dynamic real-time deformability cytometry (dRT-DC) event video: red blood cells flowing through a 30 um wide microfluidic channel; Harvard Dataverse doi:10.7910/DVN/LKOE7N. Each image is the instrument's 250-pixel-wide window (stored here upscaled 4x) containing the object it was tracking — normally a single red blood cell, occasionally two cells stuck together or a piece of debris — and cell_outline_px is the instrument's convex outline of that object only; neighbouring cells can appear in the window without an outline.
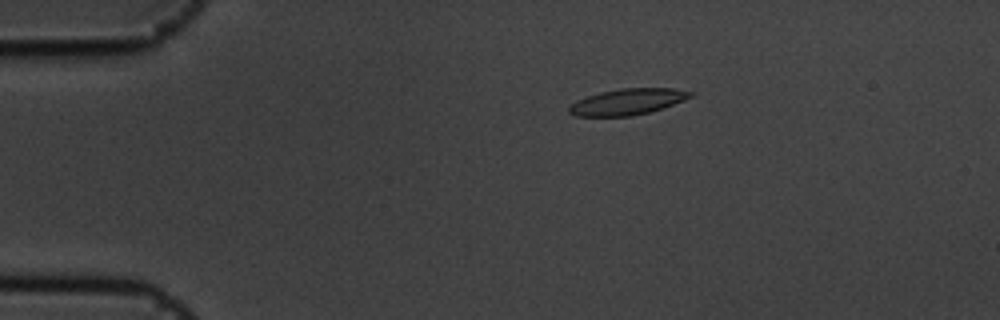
{"species": "common noctule bat (a hibernating species)", "species_latin": "Nyctalus noctula", "temperature_condition": "cold", "stored_images_in_passage": 50, "camera_frame_rate_fps": 3000, "um_per_image_px": 0.085, "animal": {"sex": "male", "body_mass_g": 19.5, "forearm_length_mm": 54.6}, "frame": {"image": 1, "passage_image": 5, "time_ms": 1.333, "image_size_px": [1000, 320], "cell_outline_px": [[696, 96], [664, 108], [632, 116], [576, 116], [568, 112], [568, 108], [576, 100], [600, 92], [620, 88], [672, 88], [696, 92]], "centroid_in_image_um": [53.41, 8.64], "position_along_channel_um": 31.6, "area_um2": 18.67}}
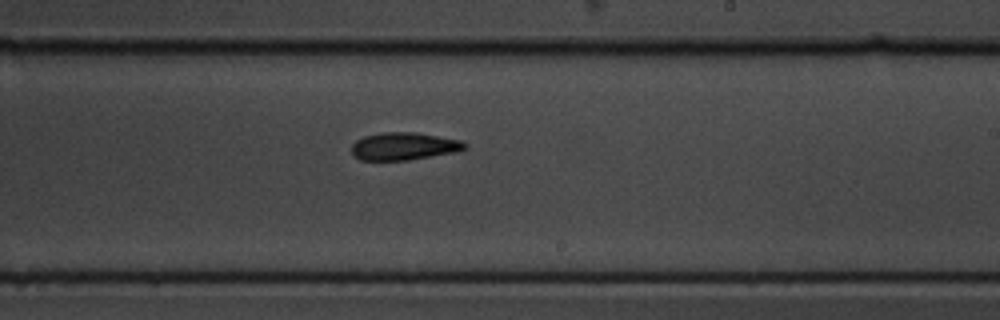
{"frame": {"image": 2, "passage_image": 28, "time_ms": 9.0, "image_size_px": [1000, 320], "cell_outline_px": [[468, 148], [460, 152], [408, 160], [360, 160], [352, 152], [352, 144], [356, 140], [364, 136], [384, 132], [416, 132], [460, 140], [468, 144]], "centroid_in_image_um": [34.39, 12.43], "position_along_channel_um": 254.6, "area_um2": 18.38}}
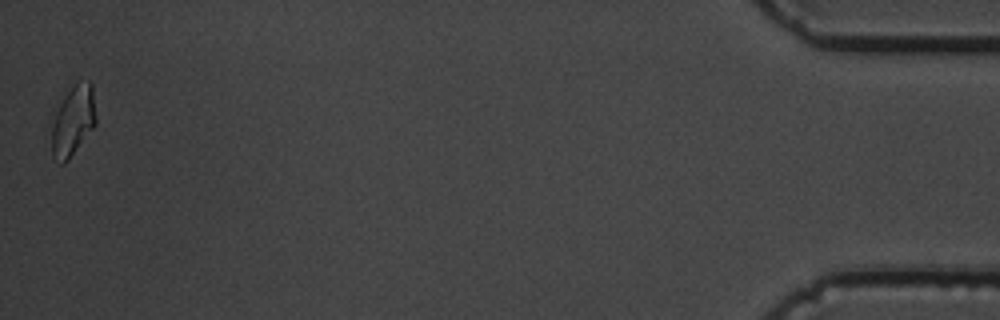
{"frame": {"image": 3, "passage_image": 50, "time_ms": 16.333, "image_size_px": [1000, 320], "cell_outline_px": [[96, 124], [68, 160], [64, 164], [60, 164], [52, 156], [48, 120], [64, 88], [88, 80], [92, 84], [96, 116]], "centroid_in_image_um": [6.1, 10.22], "position_along_channel_um": 429.1, "area_um2": 19.54}, "authors_computed_cell_mechanics": {"area_um2": 18.2648, "velocity_mm_per_s": 3.5877, "shape_relaxation_time_tau1_ms": 7.0689, "shape_relaxation_time_tau2_ms": null, "deformation_change_tau1": 0.1631, "deformation_change_tau2": null}}